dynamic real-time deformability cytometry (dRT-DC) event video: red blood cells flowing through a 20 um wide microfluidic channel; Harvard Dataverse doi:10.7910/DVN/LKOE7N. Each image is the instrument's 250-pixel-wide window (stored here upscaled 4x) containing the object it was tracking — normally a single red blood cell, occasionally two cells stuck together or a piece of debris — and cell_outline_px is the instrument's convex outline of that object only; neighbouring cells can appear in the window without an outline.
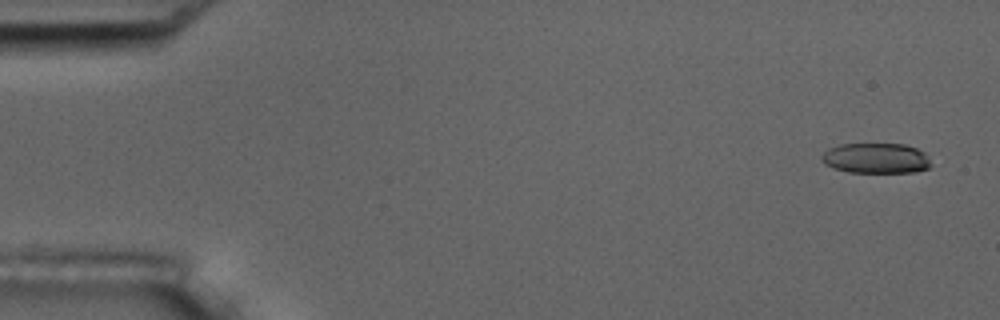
{"species": "common noctule bat (a hibernating species)", "species_latin": "Nyctalus noctula", "temperature_condition": "room temperature", "stored_images_in_passage": 5, "camera_frame_rate_fps": 3000, "um_per_image_px": 0.085, "animal": {"sex": "male", "body_mass_g": 17.5, "forearm_length_mm": 52.3}, "frame": {"image": 1, "passage_image": 1, "time_ms": 0.0, "image_size_px": [1000, 320], "cell_outline_px": [[932, 164], [928, 168], [916, 172], [848, 172], [832, 168], [824, 164], [820, 160], [820, 156], [828, 148], [840, 144], [904, 144], [916, 148], [924, 152]], "centroid_in_image_um": [74.42, 13.45], "position_along_channel_um": 10.6, "area_um2": 19.48}}
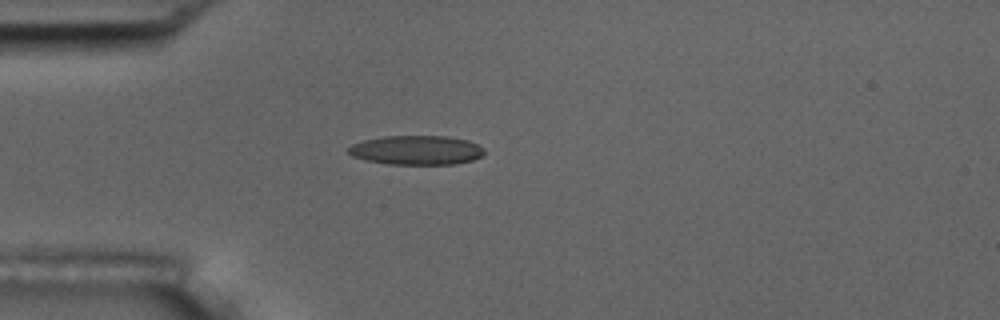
{"frame": {"image": 2, "passage_image": 4, "time_ms": 4.333, "image_size_px": [1000, 320], "cell_outline_px": [[484, 152], [480, 156], [472, 160], [456, 164], [388, 164], [368, 160], [352, 156], [348, 152], [348, 148], [352, 144], [364, 140], [384, 136], [448, 136], [468, 140], [484, 148]], "centroid_in_image_um": [35.4, 12.76], "position_along_channel_um": 49.6, "area_um2": 23.06}}